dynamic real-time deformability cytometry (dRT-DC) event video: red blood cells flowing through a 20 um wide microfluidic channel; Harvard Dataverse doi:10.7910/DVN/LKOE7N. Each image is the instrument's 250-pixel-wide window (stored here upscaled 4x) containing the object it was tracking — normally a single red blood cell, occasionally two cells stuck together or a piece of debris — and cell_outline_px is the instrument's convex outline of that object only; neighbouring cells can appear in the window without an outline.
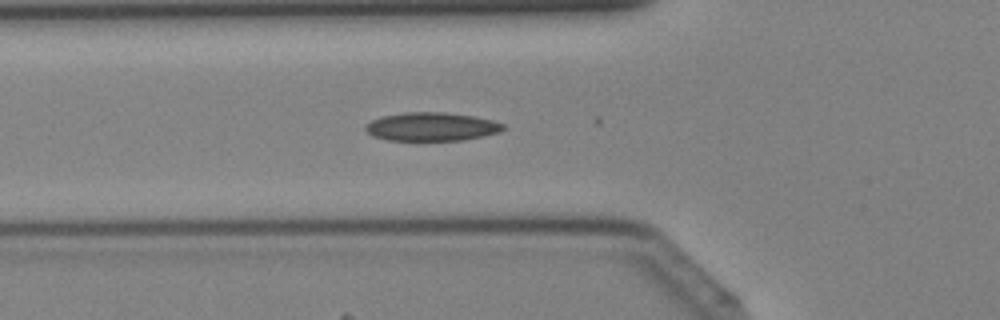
{"species": "Egyptian fruit bat (a non-hibernating species)", "species_latin": "Rousettus aegyptiacus", "temperature_condition": "cold", "stored_images_in_passage": 18, "camera_frame_rate_fps": 3000, "um_per_image_px": 0.085, "animal": {"sex": "female"}, "frame": {"image": 1, "passage_image": 14, "time_ms": 4.333, "image_size_px": [1000, 320], "cell_outline_px": [[504, 128], [500, 132], [484, 136], [464, 140], [388, 140], [372, 136], [364, 128], [372, 120], [380, 116], [404, 112], [444, 112], [472, 116], [492, 120], [504, 124]], "centroid_in_image_um": [36.68, 10.76], "position_along_channel_um": 89.1, "area_um2": 22.83}}
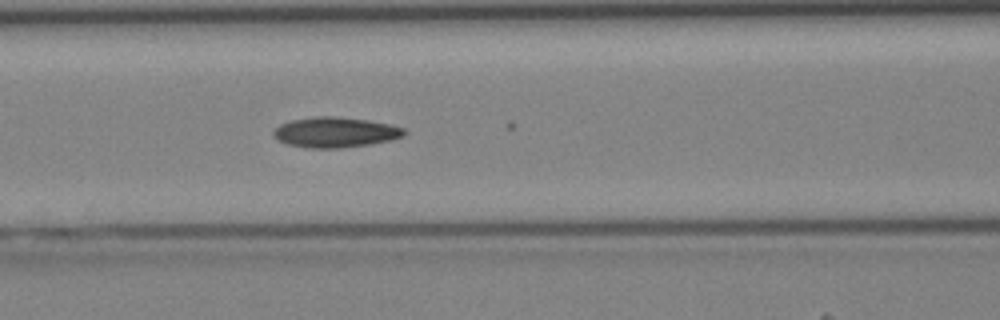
{"frame": {"image": 2, "passage_image": 17, "time_ms": 5.333, "image_size_px": [1000, 320], "cell_outline_px": [[408, 132], [404, 136], [392, 140], [368, 144], [340, 148], [308, 148], [288, 144], [276, 140], [272, 136], [272, 132], [280, 124], [292, 120], [316, 116], [336, 116], [368, 120], [388, 124], [404, 128]], "centroid_in_image_um": [28.49, 11.24], "position_along_channel_um": 138.1, "area_um2": 23.18}}